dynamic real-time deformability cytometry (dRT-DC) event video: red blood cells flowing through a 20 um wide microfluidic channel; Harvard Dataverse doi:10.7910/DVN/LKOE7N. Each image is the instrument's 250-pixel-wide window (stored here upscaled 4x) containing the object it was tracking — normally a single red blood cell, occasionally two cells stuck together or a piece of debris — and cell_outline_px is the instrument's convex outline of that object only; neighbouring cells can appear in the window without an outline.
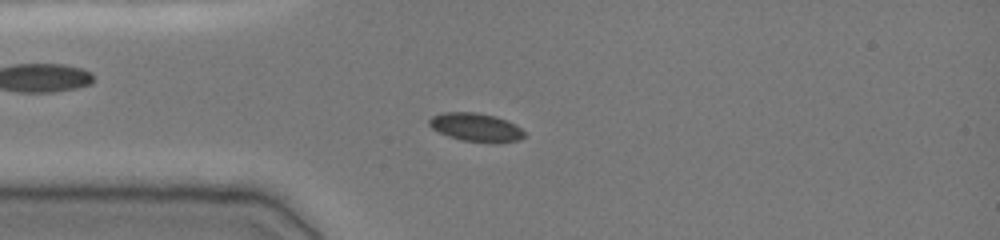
{"species": "common noctule bat (a hibernating species)", "species_latin": "Nyctalus noctula", "temperature_condition": "cold", "stored_images_in_passage": 49, "camera_frame_rate_fps": 3000, "um_per_image_px": 0.085, "animal": {"sex": "female", "body_mass_g": 19.0, "forearm_length_mm": 51.5}, "frame": {"image": 1, "passage_image": 12, "time_ms": 3.667, "image_size_px": [1000, 240], "cell_outline_px": [[524, 136], [520, 140], [496, 144], [460, 140], [448, 136], [432, 128], [428, 124], [428, 120], [432, 116], [444, 112], [476, 112], [496, 116], [508, 120], [520, 128], [524, 132]], "centroid_in_image_um": [40.47, 10.83], "position_along_channel_um": 44.5, "area_um2": 16.01}}
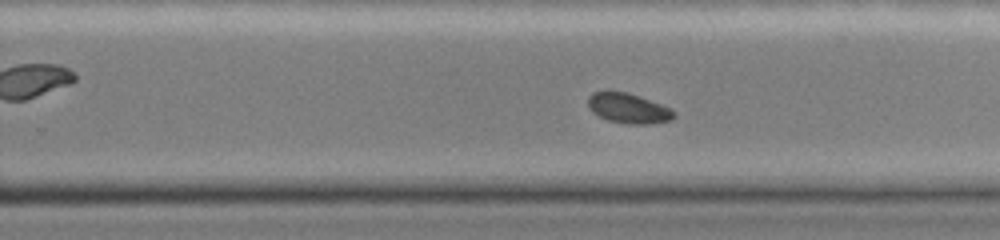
{"frame": {"image": 2, "passage_image": 31, "time_ms": 10.0, "image_size_px": [1000, 240], "cell_outline_px": [[676, 116], [672, 120], [648, 124], [628, 124], [608, 120], [592, 112], [588, 108], [588, 96], [592, 92], [608, 88], [628, 92], [672, 108], [676, 112]], "centroid_in_image_um": [53.39, 9.16], "position_along_channel_um": 276.4, "area_um2": 15.61}}
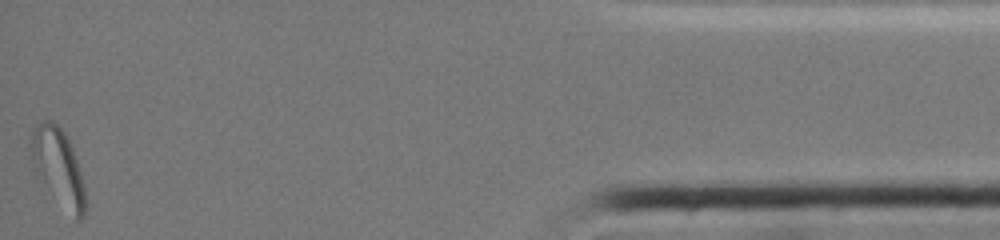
{"frame": {"image": 3, "passage_image": 49, "time_ms": 16.0, "image_size_px": [1000, 240], "cell_outline_px": [[88, 208], [84, 216], [80, 220], [76, 220], [36, 176], [28, 156], [28, 144], [32, 132], [36, 124], [44, 120], [52, 120], [68, 136], [80, 172], [88, 204]], "centroid_in_image_um": [4.91, 14.19], "position_along_channel_um": 430.3, "area_um2": 24.91}}